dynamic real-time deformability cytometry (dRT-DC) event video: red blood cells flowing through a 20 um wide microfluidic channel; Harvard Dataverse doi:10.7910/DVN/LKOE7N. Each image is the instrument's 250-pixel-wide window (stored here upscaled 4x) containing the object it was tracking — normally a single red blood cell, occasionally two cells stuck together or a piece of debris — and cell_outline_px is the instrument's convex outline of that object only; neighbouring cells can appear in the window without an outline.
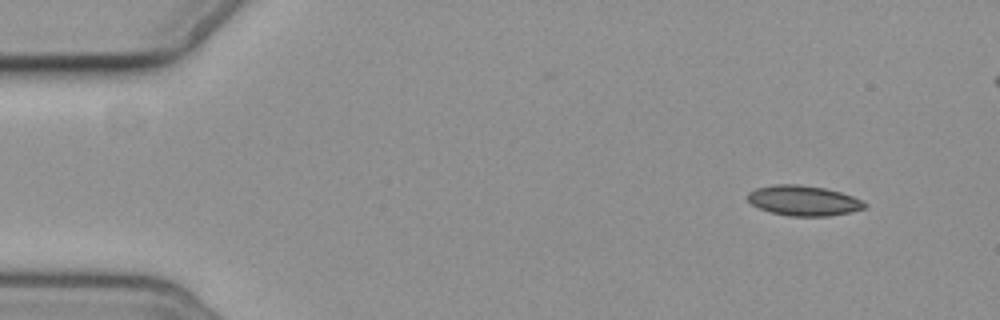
{"species": "common noctule bat (a hibernating species)", "species_latin": "Nyctalus noctula", "temperature_condition": "cold", "stored_images_in_passage": 5, "camera_frame_rate_fps": 3000, "um_per_image_px": 0.085, "animal": {"sex": "female", "body_mass_g": 19.3, "forearm_length_mm": 54.1}, "frame": {"image": 1, "passage_image": 1, "time_ms": 0.0, "image_size_px": [1000, 320], "cell_outline_px": [[868, 204], [864, 208], [852, 212], [828, 216], [788, 216], [772, 212], [760, 208], [752, 204], [748, 200], [748, 192], [756, 188], [776, 184], [800, 184], [824, 188], [840, 192], [864, 200]], "centroid_in_image_um": [68.33, 17.05], "position_along_channel_um": 16.7, "area_um2": 20.58}}